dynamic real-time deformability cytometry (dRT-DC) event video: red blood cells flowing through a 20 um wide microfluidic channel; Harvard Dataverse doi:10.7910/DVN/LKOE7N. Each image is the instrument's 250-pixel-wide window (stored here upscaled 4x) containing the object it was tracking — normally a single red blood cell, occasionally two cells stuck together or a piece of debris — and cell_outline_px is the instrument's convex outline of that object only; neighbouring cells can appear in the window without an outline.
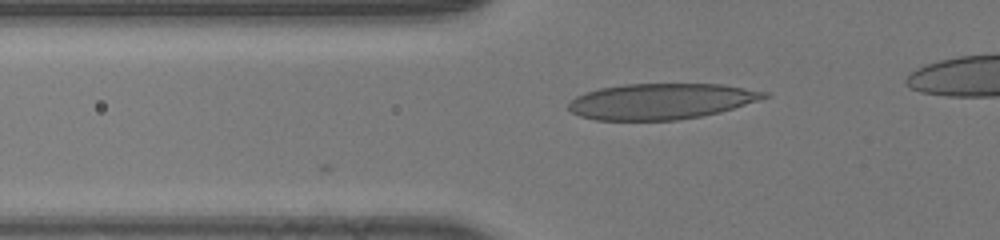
{"species": "human", "species_latin": "Homo sapiens", "temperature_condition": "room temperature", "stored_images_in_passage": 34, "camera_frame_rate_fps": 3000, "um_per_image_px": 0.085, "donor": {"sex": "male"}, "frame": {"image": 1, "passage_image": 7, "time_ms": 2.0, "image_size_px": [1000, 240], "cell_outline_px": [[772, 96], [760, 100], [720, 112], [700, 116], [676, 120], [596, 120], [580, 116], [572, 112], [568, 108], [568, 104], [576, 96], [584, 92], [600, 88], [624, 84], [724, 84], [768, 92]], "centroid_in_image_um": [56.21, 8.6], "position_along_channel_um": 69.6, "area_um2": 40.92}}
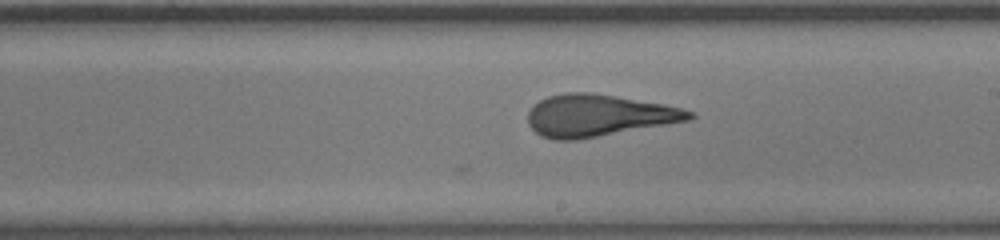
{"frame": {"image": 2, "passage_image": 19, "time_ms": 6.0, "image_size_px": [1000, 240], "cell_outline_px": [[696, 116], [688, 120], [576, 140], [552, 140], [540, 136], [528, 124], [528, 112], [532, 104], [548, 96], [564, 92], [588, 92], [616, 96], [664, 104], [696, 112]], "centroid_in_image_um": [50.81, 9.81], "position_along_channel_um": 238.2, "area_um2": 39.36}}
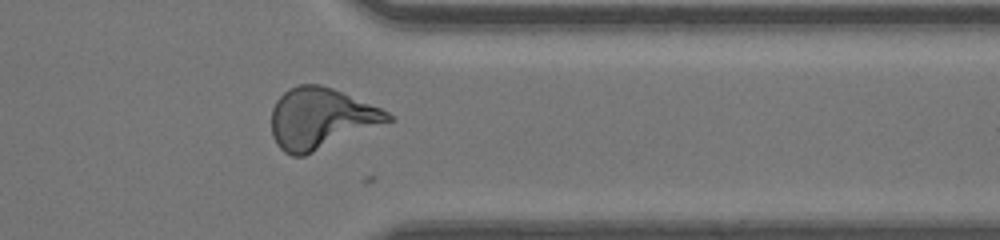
{"frame": {"image": 3, "passage_image": 29, "time_ms": 9.333, "image_size_px": [1000, 240], "cell_outline_px": [[396, 120], [304, 156], [292, 156], [284, 152], [276, 144], [272, 136], [272, 108], [276, 100], [288, 88], [300, 84], [320, 84], [332, 88], [380, 108], [388, 112]], "centroid_in_image_um": [27.27, 10.08], "position_along_channel_um": 384.1, "area_um2": 41.5}}